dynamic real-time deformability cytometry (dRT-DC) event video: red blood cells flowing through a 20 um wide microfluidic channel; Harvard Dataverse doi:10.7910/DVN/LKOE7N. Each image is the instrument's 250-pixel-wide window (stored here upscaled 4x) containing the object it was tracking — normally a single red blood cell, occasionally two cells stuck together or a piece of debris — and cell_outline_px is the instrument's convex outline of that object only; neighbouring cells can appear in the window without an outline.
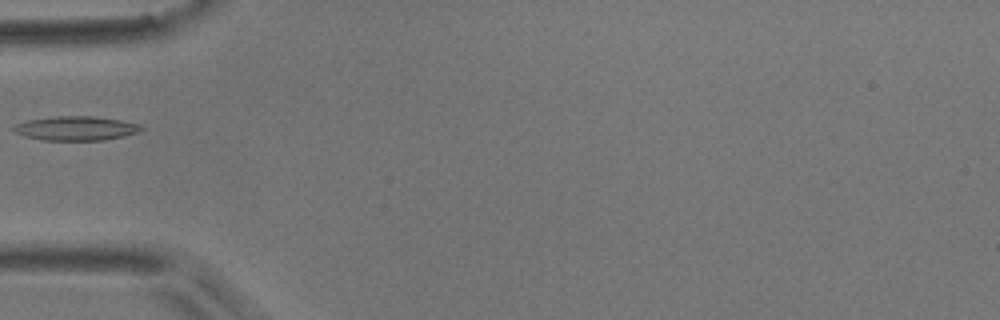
{"species": "common noctule bat (a hibernating species)", "species_latin": "Nyctalus noctula", "temperature_condition": "room temperature", "stored_images_in_passage": 5, "camera_frame_rate_fps": 3000, "um_per_image_px": 0.085, "animal": {"sex": "male", "body_mass_g": 17.9}, "frame": {"image": 1, "passage_image": 1, "time_ms": 0.0, "image_size_px": [1000, 320], "cell_outline_px": [[144, 128], [136, 132], [124, 136], [104, 140], [44, 140], [28, 136], [16, 132], [12, 128], [12, 124], [28, 120], [56, 116], [96, 116], [120, 120], [140, 124]], "centroid_in_image_um": [6.46, 10.89], "position_along_channel_um": 78.5, "area_um2": 17.86}}
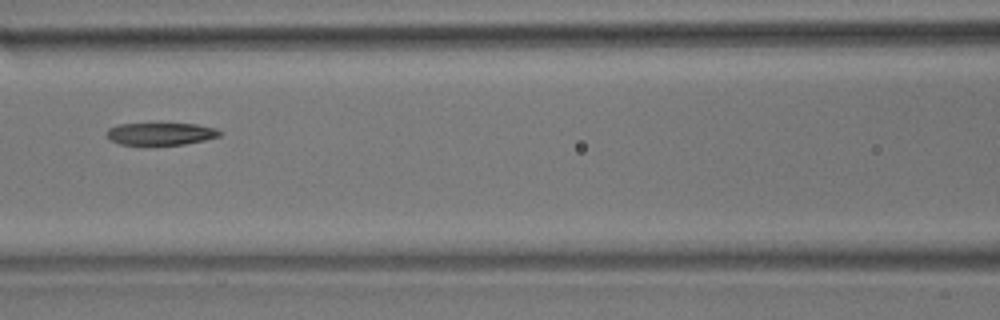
{"frame": {"image": 2, "passage_image": 3, "time_ms": 2.0, "image_size_px": [1000, 320], "cell_outline_px": [[224, 132], [220, 136], [204, 140], [184, 144], [120, 144], [112, 140], [108, 136], [108, 128], [120, 124], [196, 124], [216, 128]], "centroid_in_image_um": [13.73, 11.36], "position_along_channel_um": 152.9, "area_um2": 14.39}}
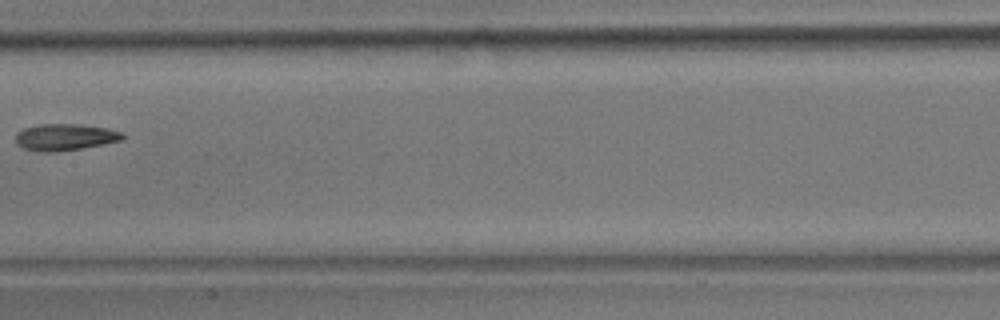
{"frame": {"image": 3, "passage_image": 4, "time_ms": 3.333, "image_size_px": [1000, 320], "cell_outline_px": [[124, 136], [120, 140], [104, 144], [56, 152], [36, 152], [24, 148], [16, 144], [16, 132], [24, 128], [40, 124], [76, 124], [108, 128], [124, 132]], "centroid_in_image_um": [5.5, 11.65], "position_along_channel_um": 201.9, "area_um2": 16.65}}